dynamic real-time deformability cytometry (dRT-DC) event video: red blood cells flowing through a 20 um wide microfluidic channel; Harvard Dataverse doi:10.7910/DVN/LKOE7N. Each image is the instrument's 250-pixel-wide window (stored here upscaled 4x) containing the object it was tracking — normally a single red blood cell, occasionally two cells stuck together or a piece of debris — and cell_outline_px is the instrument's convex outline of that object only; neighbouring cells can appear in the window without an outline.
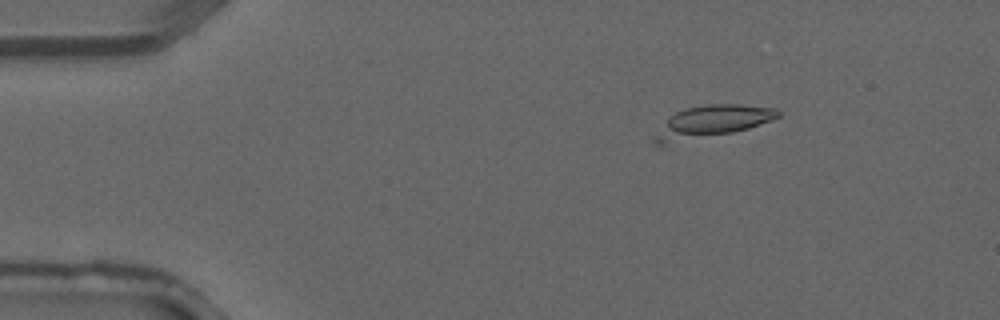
{"species": "common noctule bat (a hibernating species)", "species_latin": "Nyctalus noctula", "temperature_condition": "warm", "stored_images_in_passage": 5, "camera_frame_rate_fps": 3000, "um_per_image_px": 0.085, "animal": {"sex": "male", "forearm_length_mm": 52.5}, "frame": {"image": 1, "passage_image": 2, "time_ms": 0.333, "image_size_px": [1000, 320], "cell_outline_px": [[780, 116], [772, 120], [748, 128], [732, 132], [660, 144], [656, 144], [652, 140], [668, 116], [676, 112], [688, 108], [708, 104], [740, 104], [776, 108], [780, 112]], "centroid_in_image_um": [60.54, 10.31], "position_along_channel_um": 24.5, "area_um2": 22.37}}
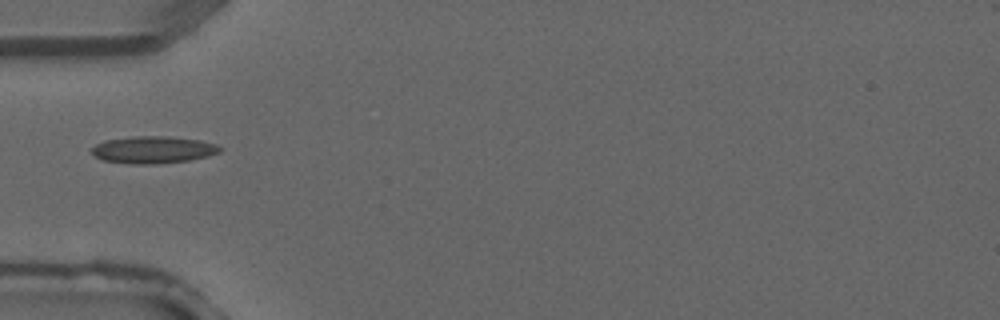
{"frame": {"image": 2, "passage_image": 4, "time_ms": 1.0, "image_size_px": [1000, 320], "cell_outline_px": [[224, 148], [220, 152], [208, 156], [188, 160], [152, 164], [132, 164], [100, 160], [92, 152], [92, 148], [96, 144], [104, 140], [136, 136], [168, 136], [200, 140], [216, 144]], "centroid_in_image_um": [13.03, 12.72], "position_along_channel_um": 72.0, "area_um2": 20.29}}